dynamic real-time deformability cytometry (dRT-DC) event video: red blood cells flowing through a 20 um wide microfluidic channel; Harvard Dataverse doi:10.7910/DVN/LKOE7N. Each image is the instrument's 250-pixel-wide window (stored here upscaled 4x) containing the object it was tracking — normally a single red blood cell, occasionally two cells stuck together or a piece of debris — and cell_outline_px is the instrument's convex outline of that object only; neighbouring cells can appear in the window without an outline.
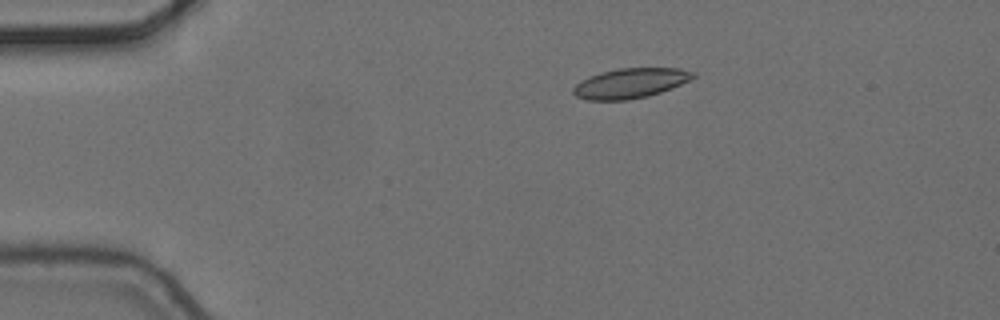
{"species": "common noctule bat (a hibernating species)", "species_latin": "Nyctalus noctula", "temperature_condition": "cold", "stored_images_in_passage": 5, "camera_frame_rate_fps": 3000, "um_per_image_px": 0.085, "animal": {"sex": "female", "body_mass_g": 24.6, "forearm_length_mm": 56.2}, "frame": {"image": 1, "passage_image": 3, "time_ms": 0.667, "image_size_px": [1000, 320], "cell_outline_px": [[696, 76], [672, 88], [648, 96], [628, 100], [588, 100], [576, 96], [572, 92], [572, 88], [580, 80], [588, 76], [600, 72], [620, 68], [680, 68], [696, 72]], "centroid_in_image_um": [53.56, 7.07], "position_along_channel_um": 31.4, "area_um2": 20.98}}
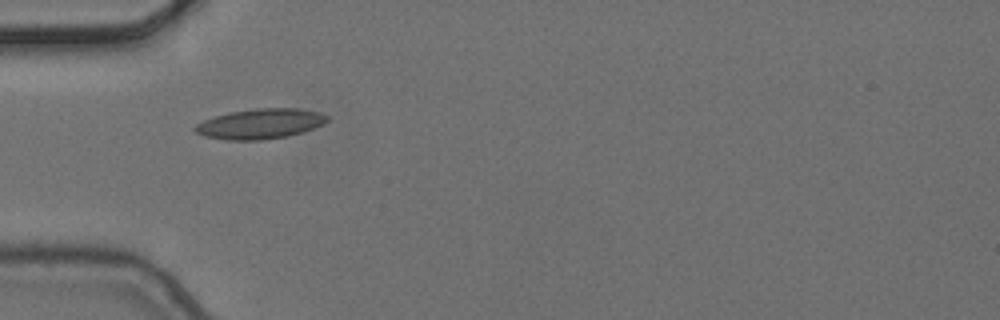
{"frame": {"image": 2, "passage_image": 5, "time_ms": 1.333, "image_size_px": [1000, 320], "cell_outline_px": [[328, 120], [324, 124], [288, 136], [260, 140], [228, 140], [204, 136], [196, 132], [192, 128], [196, 124], [204, 120], [216, 116], [232, 112], [256, 108], [296, 108], [320, 112], [328, 116]], "centroid_in_image_um": [22.12, 10.52], "position_along_channel_um": 62.9, "area_um2": 23.0}}